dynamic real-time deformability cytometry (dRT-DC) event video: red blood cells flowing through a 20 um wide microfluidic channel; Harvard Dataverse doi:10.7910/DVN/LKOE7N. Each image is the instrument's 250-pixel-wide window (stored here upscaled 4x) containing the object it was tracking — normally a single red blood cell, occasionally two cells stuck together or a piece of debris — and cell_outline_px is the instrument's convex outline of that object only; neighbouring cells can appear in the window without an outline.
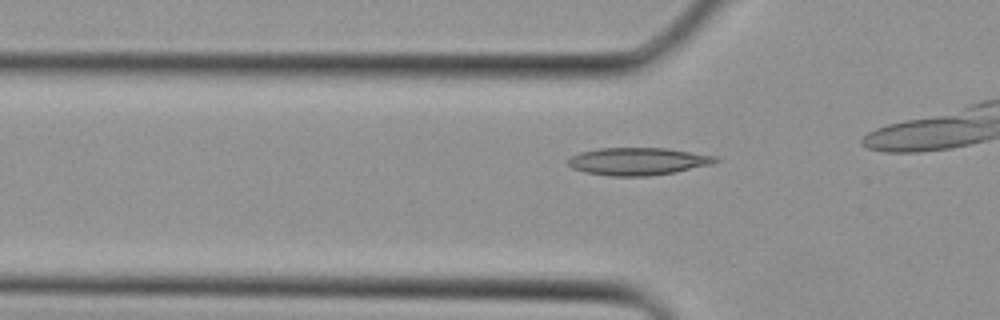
{"species": "Egyptian fruit bat (a non-hibernating species)", "species_latin": "Rousettus aegyptiacus", "temperature_condition": "cold", "stored_images_in_passage": 3, "camera_frame_rate_fps": 3000, "um_per_image_px": 0.085, "animal": {"sex": "female"}, "frame": {"image": 1, "passage_image": 3, "time_ms": 0.667, "image_size_px": [1000, 320], "cell_outline_px": [[720, 160], [712, 164], [676, 172], [648, 176], [608, 176], [584, 172], [572, 168], [568, 164], [568, 160], [572, 156], [580, 152], [600, 148], [664, 148], [716, 156]], "centroid_in_image_um": [54.22, 13.72], "position_along_channel_um": 71.6, "area_um2": 23.58}}